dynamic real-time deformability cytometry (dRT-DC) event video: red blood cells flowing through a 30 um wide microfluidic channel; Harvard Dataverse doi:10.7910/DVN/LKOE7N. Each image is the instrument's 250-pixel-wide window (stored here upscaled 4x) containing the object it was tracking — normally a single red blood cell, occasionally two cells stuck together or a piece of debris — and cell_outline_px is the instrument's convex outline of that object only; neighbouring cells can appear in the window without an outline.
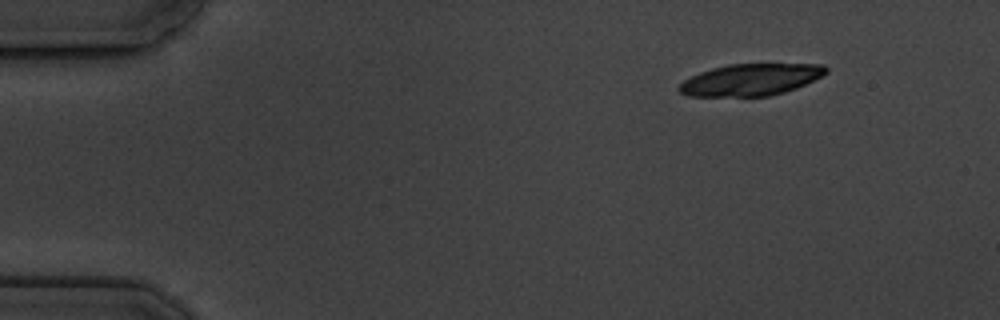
{"species": "common noctule bat (a hibernating species)", "species_latin": "Nyctalus noctula", "temperature_condition": "cold", "stored_images_in_passage": 6, "segment_of_instrument_passage": [2, 2], "camera_frame_rate_fps": 3000, "um_per_image_px": 0.085, "animal": {"sex": "male", "body_mass_g": 19.5, "forearm_length_mm": 54.6}, "frame": {"image": 1, "passage_image": 6, "time_ms": 6.667, "image_size_px": [1000, 320], "cell_outline_px": [[828, 72], [796, 88], [784, 92], [768, 96], [688, 96], [680, 92], [676, 88], [684, 80], [700, 72], [712, 68], [728, 64], [824, 64], [828, 68]], "centroid_in_image_um": [63.79, 6.77], "position_along_channel_um": 21.2, "area_um2": 27.05}}